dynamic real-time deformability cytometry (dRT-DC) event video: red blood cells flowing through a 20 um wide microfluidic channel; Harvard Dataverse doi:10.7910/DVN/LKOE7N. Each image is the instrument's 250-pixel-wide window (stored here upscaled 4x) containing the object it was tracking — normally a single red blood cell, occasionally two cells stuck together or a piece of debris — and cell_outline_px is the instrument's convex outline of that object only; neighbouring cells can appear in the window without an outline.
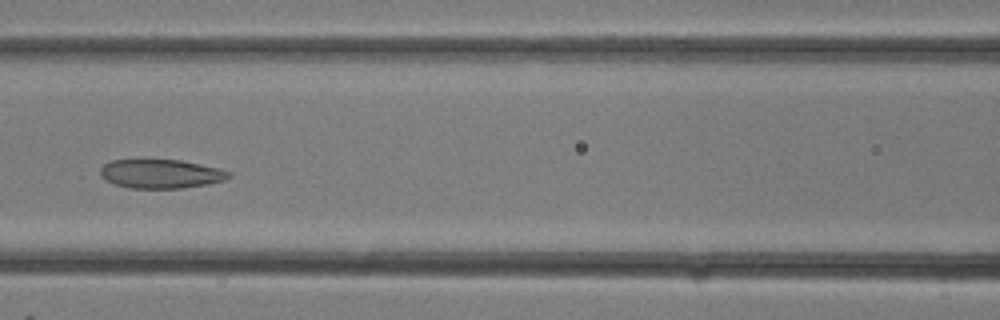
{"species": "common noctule bat (a hibernating species)", "species_latin": "Nyctalus noctula", "temperature_condition": "room temperature", "stored_images_in_passage": 23, "camera_frame_rate_fps": 3000, "um_per_image_px": 0.085, "animal": {"sex": "female"}, "frame": {"image": 1, "passage_image": 7, "time_ms": 2.0, "image_size_px": [1000, 320], "cell_outline_px": [[232, 176], [224, 180], [208, 184], [180, 188], [128, 188], [104, 180], [100, 176], [100, 168], [104, 164], [112, 160], [140, 156], [180, 160], [220, 168], [232, 172]], "centroid_in_image_um": [13.62, 14.72], "position_along_channel_um": 153.0, "area_um2": 22.72}}
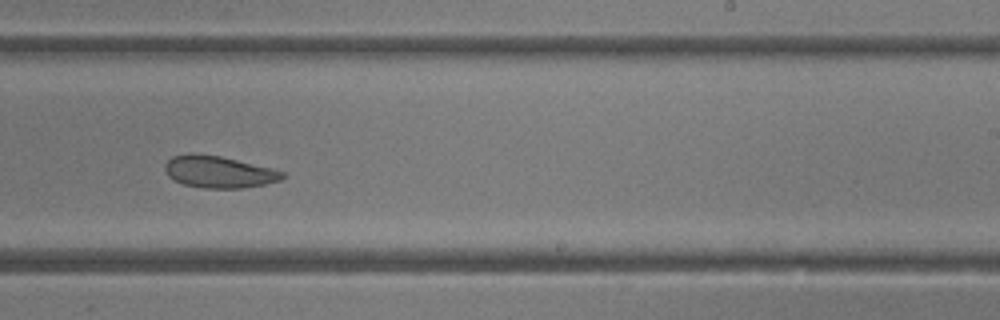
{"frame": {"image": 2, "passage_image": 12, "time_ms": 3.667, "image_size_px": [1000, 320], "cell_outline_px": [[288, 176], [280, 180], [264, 184], [240, 188], [204, 188], [184, 184], [168, 176], [164, 168], [164, 164], [172, 156], [188, 152], [196, 152], [220, 156], [272, 168], [284, 172]], "centroid_in_image_um": [18.58, 14.59], "position_along_channel_um": 270.4, "area_um2": 21.96}}
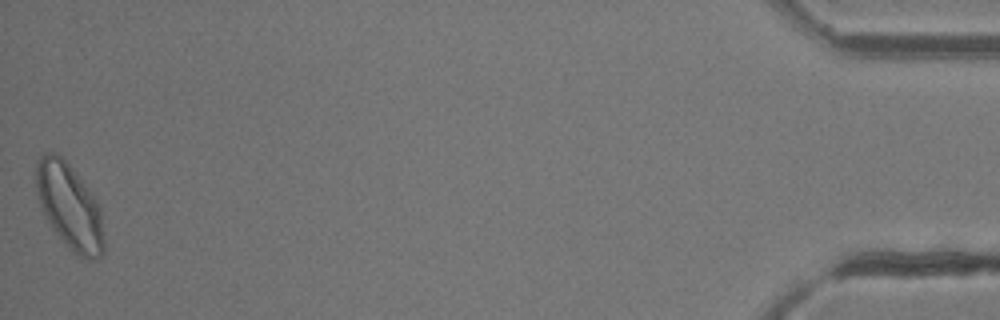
{"frame": {"image": 3, "passage_image": 23, "time_ms": 7.333, "image_size_px": [1000, 320], "cell_outline_px": [[104, 252], [96, 260], [92, 260], [80, 256], [72, 252], [52, 228], [44, 216], [36, 196], [36, 164], [40, 156], [44, 152], [56, 152], [76, 172], [88, 188], [96, 200], [100, 208], [104, 240]], "centroid_in_image_um": [5.89, 17.55], "position_along_channel_um": 429.3, "area_um2": 33.93}}